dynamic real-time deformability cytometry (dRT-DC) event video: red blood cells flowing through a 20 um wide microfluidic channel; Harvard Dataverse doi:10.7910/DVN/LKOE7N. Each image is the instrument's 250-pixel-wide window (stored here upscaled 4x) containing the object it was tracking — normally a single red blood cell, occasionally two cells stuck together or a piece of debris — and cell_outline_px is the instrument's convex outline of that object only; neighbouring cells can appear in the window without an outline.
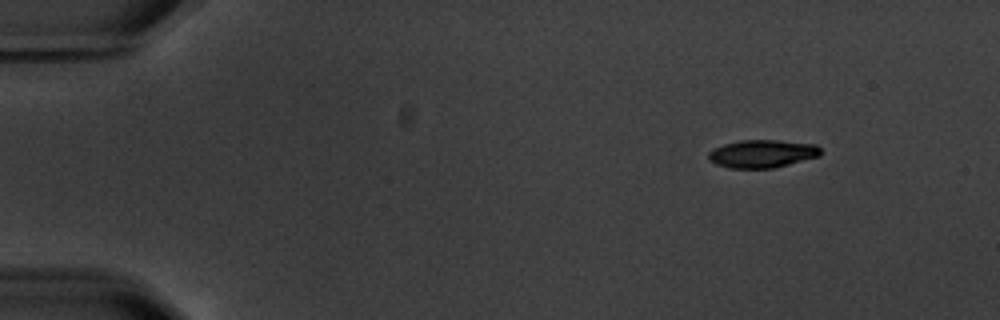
{"species": "common noctule bat (a hibernating species)", "species_latin": "Nyctalus noctula", "temperature_condition": "warm", "stored_images_in_passage": 4, "camera_frame_rate_fps": 3000, "um_per_image_px": 0.085, "animal": {"sex": "male", "body_mass_g": 20.1, "forearm_length_mm": 53.5}, "frame": {"image": 1, "passage_image": 1, "time_ms": 0.0, "image_size_px": [1000, 320], "cell_outline_px": [[820, 156], [772, 168], [728, 168], [716, 164], [708, 160], [708, 152], [712, 148], [724, 144], [740, 140], [776, 140], [816, 144], [820, 148]], "centroid_in_image_um": [64.75, 13.06], "position_along_channel_um": 20.3, "area_um2": 18.26}}
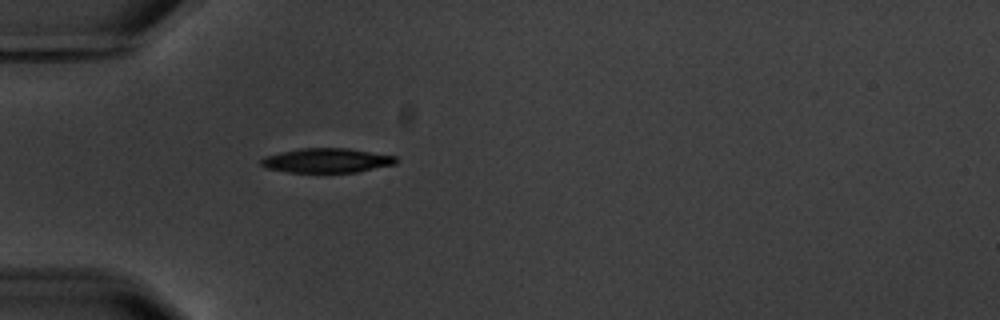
{"frame": {"image": 2, "passage_image": 4, "time_ms": 3.667, "image_size_px": [1000, 320], "cell_outline_px": [[396, 164], [356, 172], [288, 172], [268, 168], [260, 164], [260, 160], [264, 156], [280, 152], [300, 148], [348, 148], [396, 156]], "centroid_in_image_um": [27.76, 13.63], "position_along_channel_um": 57.2, "area_um2": 19.13}}